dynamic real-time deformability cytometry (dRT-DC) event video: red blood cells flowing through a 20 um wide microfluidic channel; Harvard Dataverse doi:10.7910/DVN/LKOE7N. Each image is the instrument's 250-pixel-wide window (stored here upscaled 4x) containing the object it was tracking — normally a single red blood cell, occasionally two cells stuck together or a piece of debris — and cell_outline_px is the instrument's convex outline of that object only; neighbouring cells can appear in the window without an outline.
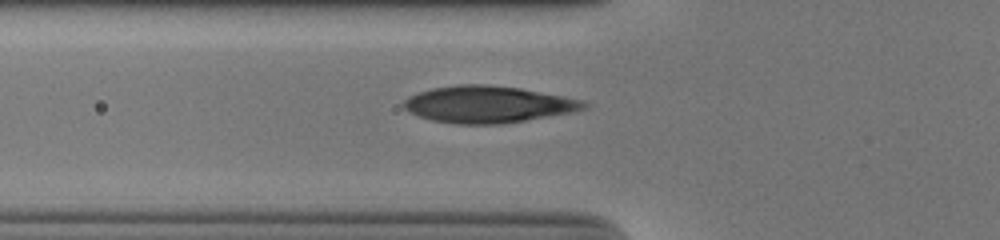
{"species": "human", "species_latin": "Homo sapiens", "temperature_condition": "cold", "stored_images_in_passage": 32, "camera_frame_rate_fps": 3000, "um_per_image_px": 0.085, "donor": {"sex": "male"}, "frame": {"image": 1, "passage_image": 2, "time_ms": 0.333, "image_size_px": [1000, 240], "cell_outline_px": [[588, 108], [572, 112], [500, 124], [456, 124], [432, 120], [416, 116], [408, 112], [400, 104], [408, 96], [432, 88], [456, 84], [488, 84], [520, 88], [584, 100], [588, 104]], "centroid_in_image_um": [41.43, 8.86], "position_along_channel_um": 84.4, "area_um2": 38.78}}
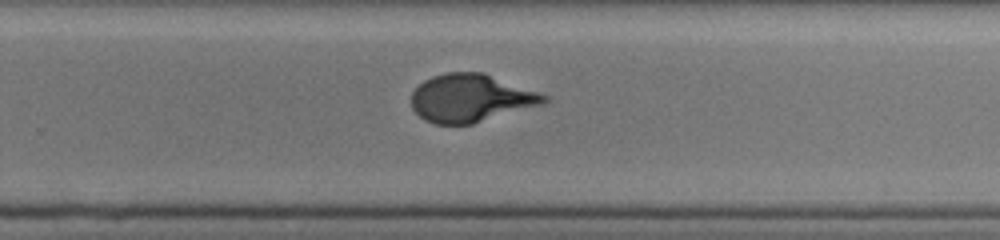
{"frame": {"image": 2, "passage_image": 18, "time_ms": 5.667, "image_size_px": [1000, 240], "cell_outline_px": [[552, 100], [544, 104], [472, 124], [436, 124], [424, 120], [412, 108], [412, 92], [424, 80], [432, 76], [448, 72], [484, 72], [552, 96]], "centroid_in_image_um": [40.09, 8.33], "position_along_channel_um": 289.7, "area_um2": 37.4}}
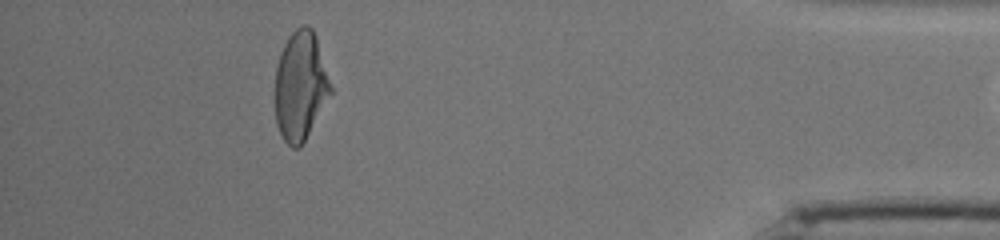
{"frame": {"image": 3, "passage_image": 31, "time_ms": 10.0, "image_size_px": [1000, 240], "cell_outline_px": [[332, 92], [300, 148], [292, 148], [284, 140], [276, 124], [276, 68], [280, 52], [288, 36], [296, 28], [304, 24], [308, 24], [312, 28], [316, 36], [332, 88]], "centroid_in_image_um": [25.53, 7.28], "position_along_channel_um": 409.7, "area_um2": 35.08}}